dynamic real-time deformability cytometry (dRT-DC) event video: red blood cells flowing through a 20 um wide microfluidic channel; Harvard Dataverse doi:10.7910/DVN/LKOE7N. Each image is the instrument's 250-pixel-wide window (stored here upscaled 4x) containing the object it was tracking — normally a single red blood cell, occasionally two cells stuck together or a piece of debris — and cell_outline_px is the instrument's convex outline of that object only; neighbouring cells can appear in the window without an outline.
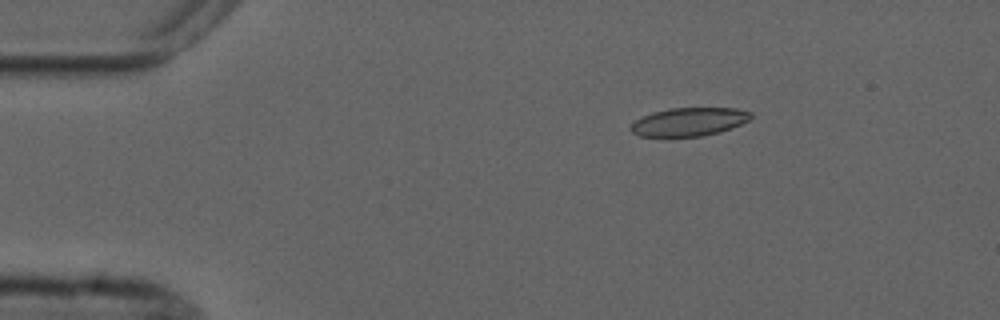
{"species": "common noctule bat (a hibernating species)", "species_latin": "Nyctalus noctula", "temperature_condition": "cold", "stored_images_in_passage": 4, "camera_frame_rate_fps": 3000, "um_per_image_px": 0.085, "animal": {"sex": "male", "forearm_length_mm": 52.5}, "frame": {"image": 1, "passage_image": 3, "time_ms": 2.333, "image_size_px": [1000, 320], "cell_outline_px": [[752, 116], [748, 120], [732, 128], [720, 132], [700, 136], [640, 136], [632, 132], [628, 128], [636, 120], [652, 112], [668, 108], [736, 108], [752, 112]], "centroid_in_image_um": [58.57, 10.34], "position_along_channel_um": 26.4, "area_um2": 19.77}}